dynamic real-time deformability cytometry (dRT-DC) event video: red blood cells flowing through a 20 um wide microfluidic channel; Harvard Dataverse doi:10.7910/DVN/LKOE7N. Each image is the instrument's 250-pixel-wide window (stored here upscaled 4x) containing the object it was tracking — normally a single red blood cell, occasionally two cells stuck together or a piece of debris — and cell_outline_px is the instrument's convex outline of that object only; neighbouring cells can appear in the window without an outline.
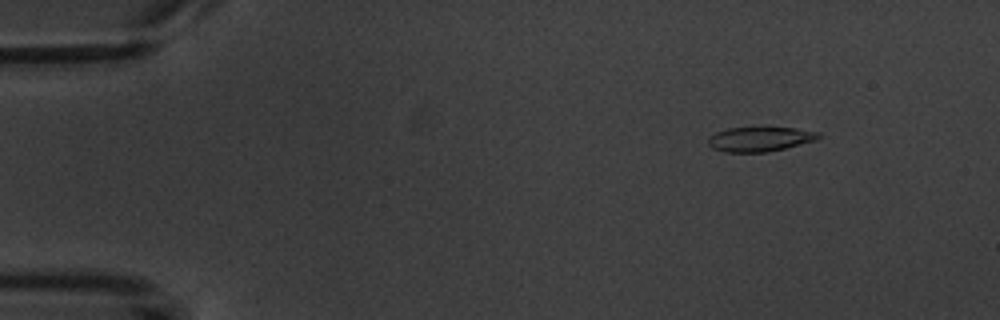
{"species": "common noctule bat (a hibernating species)", "species_latin": "Nyctalus noctula", "temperature_condition": "warm", "stored_images_in_passage": 4, "camera_frame_rate_fps": 3000, "um_per_image_px": 0.085, "animal": {"sex": "male", "body_mass_g": 20.1, "forearm_length_mm": 53.5}, "frame": {"image": 1, "passage_image": 1, "time_ms": 0.0, "image_size_px": [1000, 320], "cell_outline_px": [[824, 136], [816, 140], [768, 152], [724, 152], [712, 148], [708, 144], [708, 136], [716, 132], [728, 128], [764, 124], [796, 128], [820, 132]], "centroid_in_image_um": [64.61, 11.76], "position_along_channel_um": 20.4, "area_um2": 16.82}}
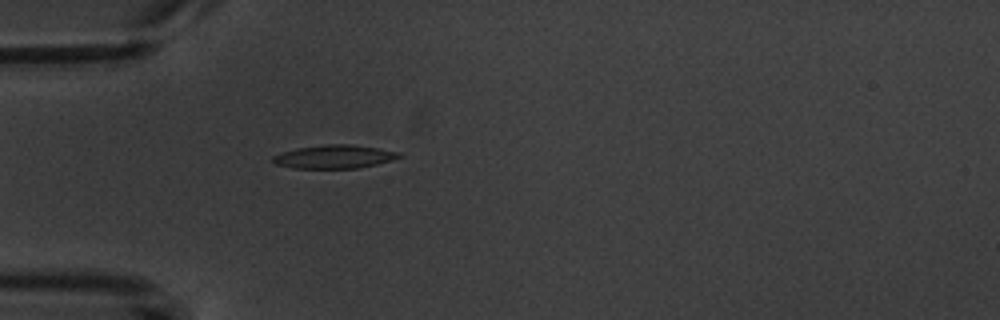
{"frame": {"image": 2, "passage_image": 4, "time_ms": 3.333, "image_size_px": [1000, 320], "cell_outline_px": [[404, 156], [376, 164], [356, 168], [292, 168], [276, 164], [272, 160], [272, 156], [296, 148], [324, 144], [352, 144], [400, 152]], "centroid_in_image_um": [28.41, 13.31], "position_along_channel_um": 56.6, "area_um2": 17.11}}